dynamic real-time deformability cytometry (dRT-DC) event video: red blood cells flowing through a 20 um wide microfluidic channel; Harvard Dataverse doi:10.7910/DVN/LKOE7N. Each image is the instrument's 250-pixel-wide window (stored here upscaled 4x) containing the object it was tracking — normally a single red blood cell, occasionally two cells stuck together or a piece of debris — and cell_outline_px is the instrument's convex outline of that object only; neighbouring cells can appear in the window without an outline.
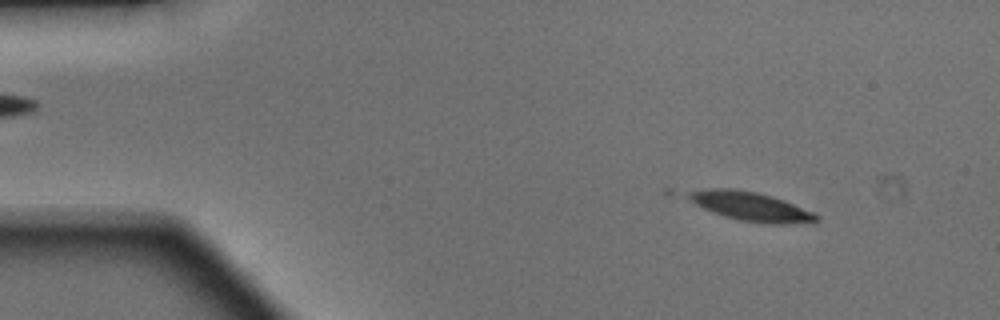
{"species": "Egyptian fruit bat (a non-hibernating species)", "species_latin": "Rousettus aegyptiacus", "temperature_condition": "warm", "stored_images_in_passage": 31, "camera_frame_rate_fps": 3000, "um_per_image_px": 0.085, "animal": {"sex": "male"}, "frame": {"image": 1, "passage_image": 5, "time_ms": 1.333, "image_size_px": [1000, 320], "cell_outline_px": [[820, 220], [816, 224], [764, 224], [736, 220], [712, 212], [668, 196], [664, 192], [664, 188], [736, 188], [756, 192], [772, 196], [784, 200], [812, 212], [820, 216]], "centroid_in_image_um": [63.3, 17.47], "position_along_channel_um": 21.7, "area_um2": 24.51}}
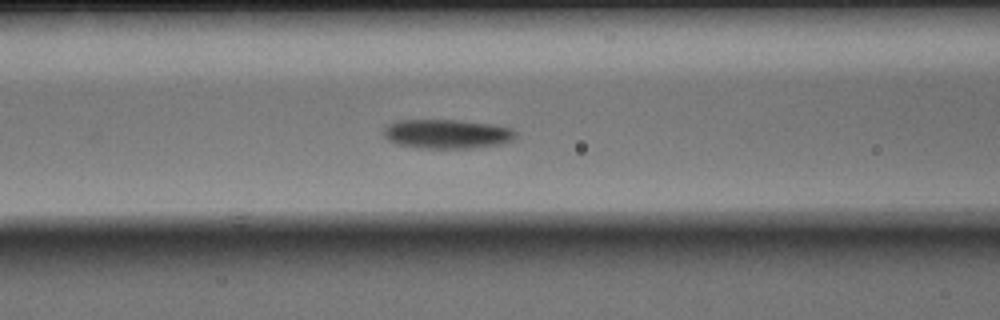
{"frame": {"image": 2, "passage_image": 19, "time_ms": 6.0, "image_size_px": [1000, 320], "cell_outline_px": [[516, 136], [512, 140], [504, 144], [476, 148], [420, 148], [396, 144], [388, 140], [384, 136], [384, 128], [388, 124], [396, 120], [460, 120], [492, 124], [512, 128], [516, 132]], "centroid_in_image_um": [38.01, 11.39], "position_along_channel_um": 128.6, "area_um2": 22.77}}
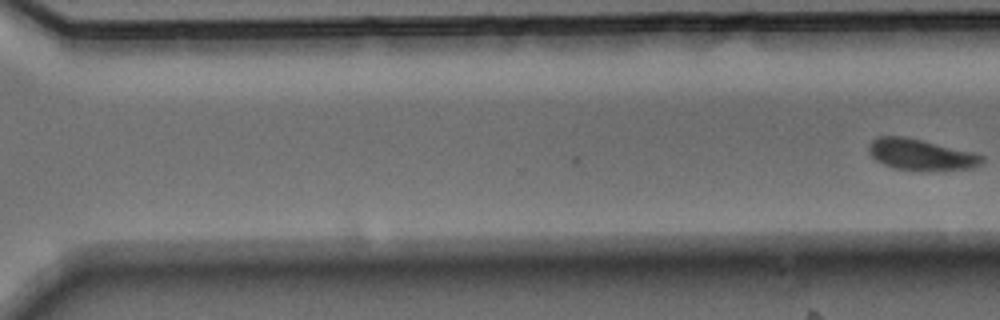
{"frame": {"image": 3, "passage_image": 31, "time_ms": 10.0, "image_size_px": [1000, 320], "cell_outline_px": [[984, 160], [976, 168], [928, 172], [892, 168], [876, 160], [868, 152], [868, 144], [876, 136], [904, 136], [976, 152], [984, 156]], "centroid_in_image_um": [78.31, 13.16], "position_along_channel_um": 292.3, "area_um2": 21.21}}